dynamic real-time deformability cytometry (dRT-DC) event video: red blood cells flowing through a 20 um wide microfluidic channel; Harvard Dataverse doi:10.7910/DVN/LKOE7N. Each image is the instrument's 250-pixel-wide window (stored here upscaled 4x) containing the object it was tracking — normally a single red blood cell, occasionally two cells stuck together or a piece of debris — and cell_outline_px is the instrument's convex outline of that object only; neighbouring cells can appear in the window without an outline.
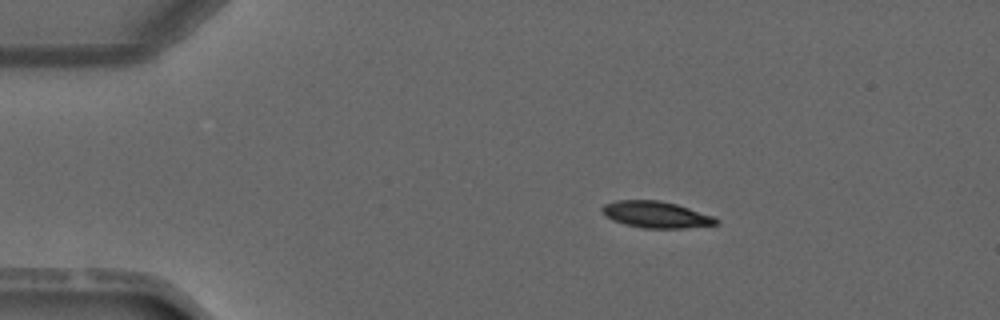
{"species": "common noctule bat (a hibernating species)", "species_latin": "Nyctalus noctula", "temperature_condition": "warm", "stored_images_in_passage": 2, "camera_frame_rate_fps": 3000, "um_per_image_px": 0.085, "animal": {"sex": "male", "forearm_length_mm": 52.5}, "frame": {"image": 1, "passage_image": 1, "time_ms": 0.0, "image_size_px": [1000, 320], "cell_outline_px": [[720, 220], [716, 224], [684, 228], [644, 228], [624, 224], [612, 220], [604, 216], [600, 212], [600, 208], [604, 204], [616, 200], [660, 200], [676, 204], [712, 216]], "centroid_in_image_um": [55.68, 18.23], "position_along_channel_um": 29.3, "area_um2": 17.63}}